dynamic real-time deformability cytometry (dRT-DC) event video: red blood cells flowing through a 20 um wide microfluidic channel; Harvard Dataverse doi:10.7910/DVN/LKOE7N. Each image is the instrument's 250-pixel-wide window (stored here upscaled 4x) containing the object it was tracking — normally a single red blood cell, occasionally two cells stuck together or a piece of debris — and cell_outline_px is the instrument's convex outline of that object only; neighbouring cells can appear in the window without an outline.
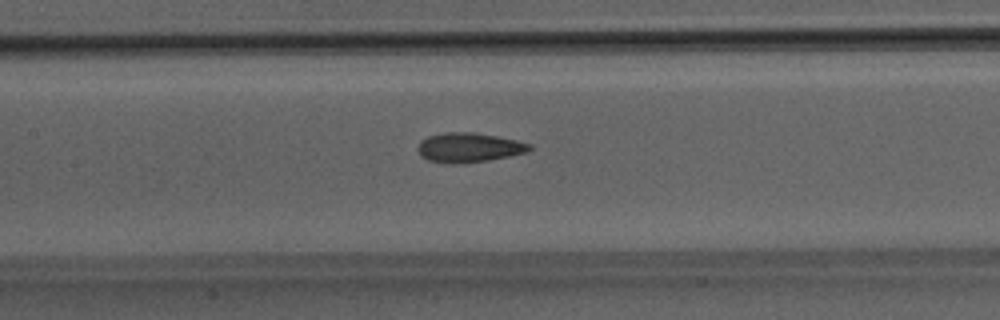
{"species": "Egyptian fruit bat (a non-hibernating species)", "species_latin": "Rousettus aegyptiacus", "temperature_condition": "room temperature", "stored_images_in_passage": 39, "camera_frame_rate_fps": 3000, "um_per_image_px": 0.085, "animal": {"sex": "male"}, "frame": {"image": 1, "passage_image": 14, "time_ms": 4.333, "image_size_px": [1000, 320], "cell_outline_px": [[532, 148], [524, 152], [508, 156], [488, 160], [456, 164], [428, 160], [420, 156], [416, 148], [420, 140], [428, 136], [444, 132], [472, 132], [496, 136], [516, 140], [532, 144]], "centroid_in_image_um": [39.8, 12.53], "position_along_channel_um": 167.6, "area_um2": 19.13}}
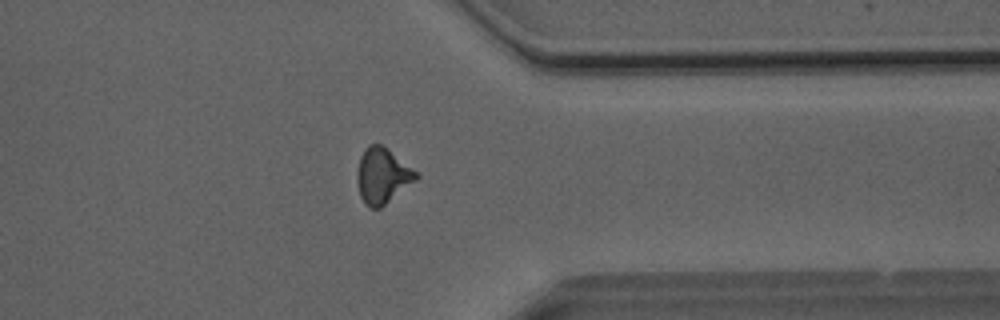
{"frame": {"image": 2, "passage_image": 30, "time_ms": 9.667, "image_size_px": [1000, 320], "cell_outline_px": [[420, 176], [416, 180], [380, 208], [368, 208], [364, 204], [360, 196], [356, 176], [356, 172], [360, 156], [364, 148], [368, 144], [380, 144], [388, 148], [416, 172]], "centroid_in_image_um": [32.47, 14.93], "position_along_channel_um": 378.9, "area_um2": 19.07}}
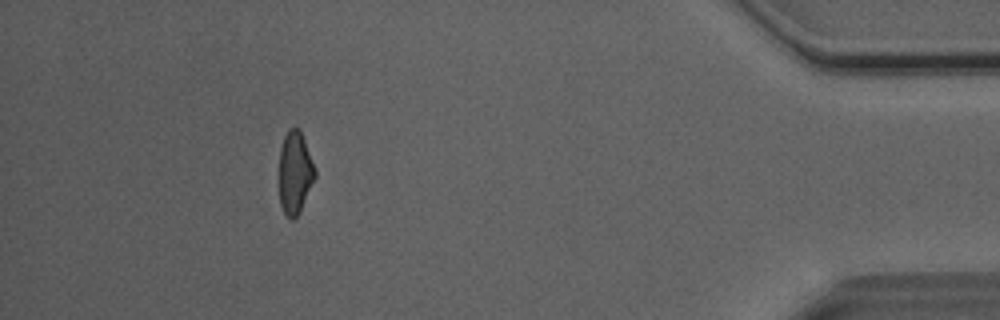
{"frame": {"image": 3, "passage_image": 36, "time_ms": 11.667, "image_size_px": [1000, 320], "cell_outline_px": [[316, 176], [300, 212], [292, 220], [284, 212], [280, 204], [276, 176], [280, 148], [284, 136], [288, 128], [300, 128], [316, 168]], "centroid_in_image_um": [25.03, 14.65], "position_along_channel_um": 410.2, "area_um2": 18.09}, "authors_computed_cell_mechanics": {"area_um2": 18.5538, "velocity_mm_per_s": 4.0799, "shape_relaxation_time_tau1_ms": 10.7364, "shape_relaxation_time_tau2_ms": 2.6214, "deformation_change_tau1": 0.2194, "deformation_change_tau2": 0.0907}}